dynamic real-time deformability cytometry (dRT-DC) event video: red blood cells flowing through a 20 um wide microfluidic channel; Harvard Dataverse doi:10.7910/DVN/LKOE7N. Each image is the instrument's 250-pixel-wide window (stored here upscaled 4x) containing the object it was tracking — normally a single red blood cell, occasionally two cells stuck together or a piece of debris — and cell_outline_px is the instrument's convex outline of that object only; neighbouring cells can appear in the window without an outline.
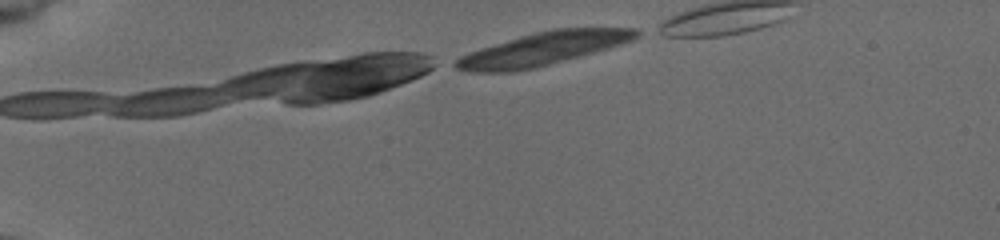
{"species": "common noctule bat (a hibernating species)", "species_latin": "Nyctalus noctula", "temperature_condition": "cold", "stored_images_in_passage": 10, "camera_frame_rate_fps": 3000, "um_per_image_px": 0.085, "animal": {"sex": "female", "body_mass_g": 19.5, "forearm_length_mm": 54.1}, "frame": {"image": 1, "passage_image": 1, "time_ms": 0.0, "image_size_px": [1000, 240], "cell_outline_px": [[644, 32], [640, 36], [632, 40], [608, 48], [548, 64], [532, 68], [512, 72], [468, 72], [456, 68], [448, 64], [460, 56], [520, 36], [552, 28], [636, 28]], "centroid_in_image_um": [46.15, 4.15], "position_along_channel_um": 38.8, "area_um2": 34.33}}